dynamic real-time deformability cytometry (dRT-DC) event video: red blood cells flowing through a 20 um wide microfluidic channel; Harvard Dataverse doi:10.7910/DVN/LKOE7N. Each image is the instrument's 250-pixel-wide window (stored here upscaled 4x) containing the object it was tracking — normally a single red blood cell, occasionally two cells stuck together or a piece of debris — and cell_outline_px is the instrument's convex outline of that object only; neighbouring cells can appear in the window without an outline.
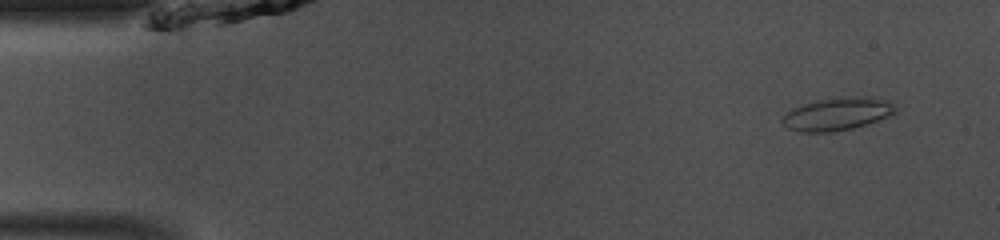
{"species": "common noctule bat (a hibernating species)", "species_latin": "Nyctalus noctula", "temperature_condition": "room temperature", "stored_images_in_passage": 48, "camera_frame_rate_fps": 3000, "um_per_image_px": 0.085, "animal": {"sex": "male", "body_mass_g": 13.0, "forearm_length_mm": 53.1}, "frame": {"image": 1, "passage_image": 4, "time_ms": 1.0, "image_size_px": [1000, 240], "cell_outline_px": [[896, 112], [892, 116], [852, 128], [832, 132], [800, 132], [788, 128], [780, 124], [780, 120], [792, 108], [804, 104], [820, 100], [864, 96], [868, 96], [888, 100], [896, 108]], "centroid_in_image_um": [71.17, 9.7], "position_along_channel_um": 13.8, "area_um2": 21.44}}
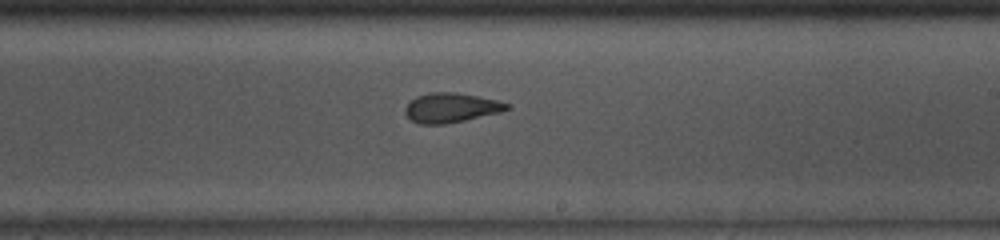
{"frame": {"image": 2, "passage_image": 28, "time_ms": 9.0, "image_size_px": [1000, 240], "cell_outline_px": [[512, 108], [500, 112], [464, 120], [444, 124], [420, 124], [412, 120], [404, 112], [404, 108], [416, 96], [432, 92], [456, 92], [496, 100], [512, 104]], "centroid_in_image_um": [38.36, 9.15], "position_along_channel_um": 250.6, "area_um2": 17.4}}
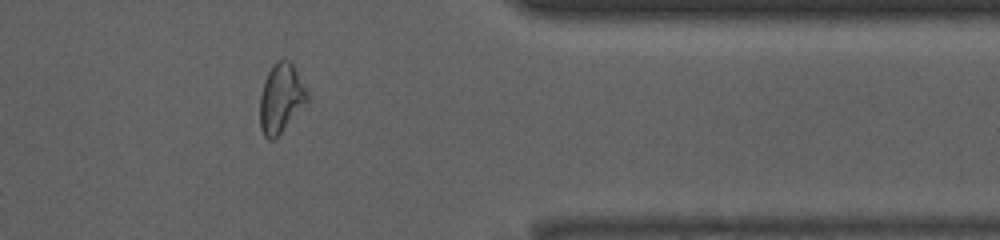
{"frame": {"image": 3, "passage_image": 39, "time_ms": 12.667, "image_size_px": [1000, 240], "cell_outline_px": [[308, 100], [280, 132], [272, 140], [268, 140], [264, 136], [260, 128], [260, 96], [264, 80], [272, 64], [276, 60], [288, 60], [292, 64], [308, 96]], "centroid_in_image_um": [23.83, 8.34], "position_along_channel_um": 387.6, "area_um2": 18.44}, "authors_computed_cell_mechanics": {"area_um2": 18.3515, "velocity_mm_per_s": 4.1454, "shape_relaxation_time_tau1_ms": 4.4362, "shape_relaxation_time_tau2_ms": 1.5143, "deformation_change_tau1": 0.1615, "deformation_change_tau2": 0.084}}